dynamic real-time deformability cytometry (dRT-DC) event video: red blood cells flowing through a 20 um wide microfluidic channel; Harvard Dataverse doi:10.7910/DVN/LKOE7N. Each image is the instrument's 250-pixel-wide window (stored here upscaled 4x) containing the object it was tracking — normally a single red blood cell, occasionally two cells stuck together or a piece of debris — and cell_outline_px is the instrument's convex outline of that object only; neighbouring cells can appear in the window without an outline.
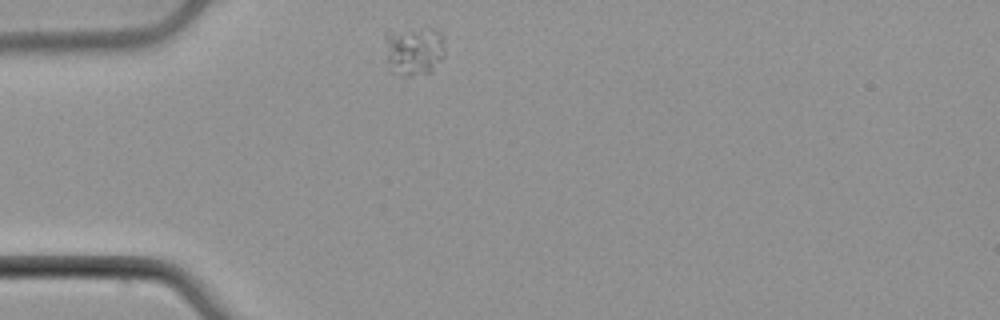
{"species": "common noctule bat (a hibernating species)", "species_latin": "Nyctalus noctula", "temperature_condition": "cold", "stored_images_in_passage": 40, "camera_frame_rate_fps": 3000, "um_per_image_px": 0.085, "animal": {"sex": "male", "body_mass_g": 21.5, "forearm_length_mm": 52.0}, "frame": {"image": 1, "passage_image": 1, "time_ms": 0.0, "image_size_px": [1000, 320], "cell_outline_px": [[444, 56], [432, 72], [408, 76], [392, 72], [388, 68], [384, 40], [384, 36], [428, 28], [432, 28], [440, 32], [444, 36]], "centroid_in_image_um": [35.23, 4.38], "position_along_channel_um": 49.8, "area_um2": 16.82}}
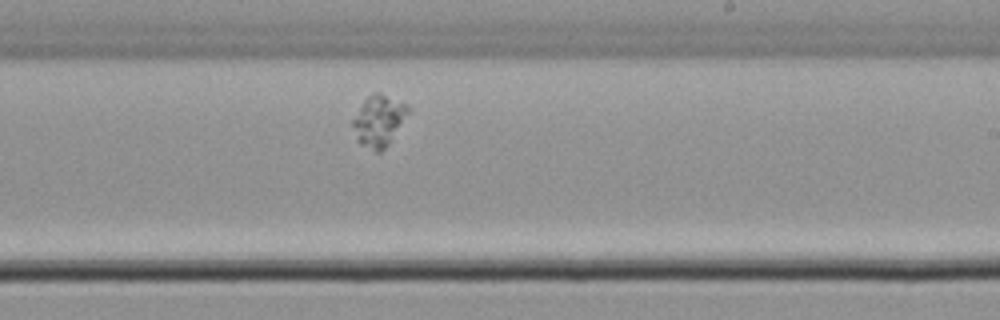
{"frame": {"image": 2, "passage_image": 19, "time_ms": 6.0, "image_size_px": [1000, 320], "cell_outline_px": [[412, 112], [388, 144], [380, 152], [376, 152], [360, 144], [356, 140], [352, 124], [352, 120], [364, 100], [372, 92], [380, 92], [412, 108]], "centroid_in_image_um": [32.22, 10.26], "position_along_channel_um": 256.8, "area_um2": 16.65}}
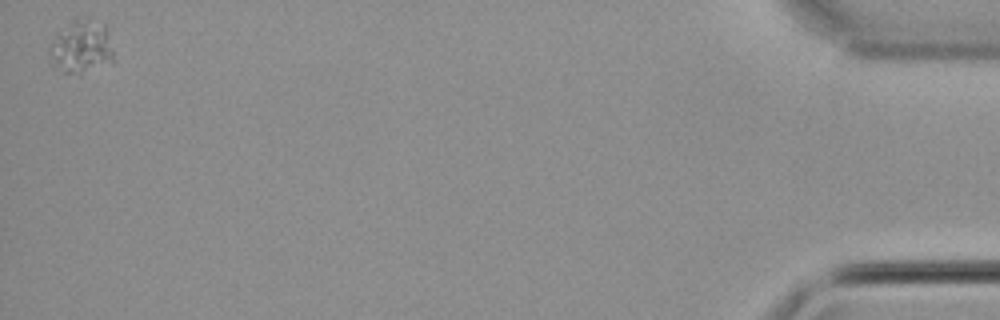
{"frame": {"image": 3, "passage_image": 40, "time_ms": 13.0, "image_size_px": [1000, 320], "cell_outline_px": [[112, 60], [80, 72], [64, 72], [52, 68], [48, 56], [48, 44], [84, 20], [104, 24], [112, 52]], "centroid_in_image_um": [6.85, 4.09], "position_along_channel_um": 428.3, "area_um2": 17.74}}